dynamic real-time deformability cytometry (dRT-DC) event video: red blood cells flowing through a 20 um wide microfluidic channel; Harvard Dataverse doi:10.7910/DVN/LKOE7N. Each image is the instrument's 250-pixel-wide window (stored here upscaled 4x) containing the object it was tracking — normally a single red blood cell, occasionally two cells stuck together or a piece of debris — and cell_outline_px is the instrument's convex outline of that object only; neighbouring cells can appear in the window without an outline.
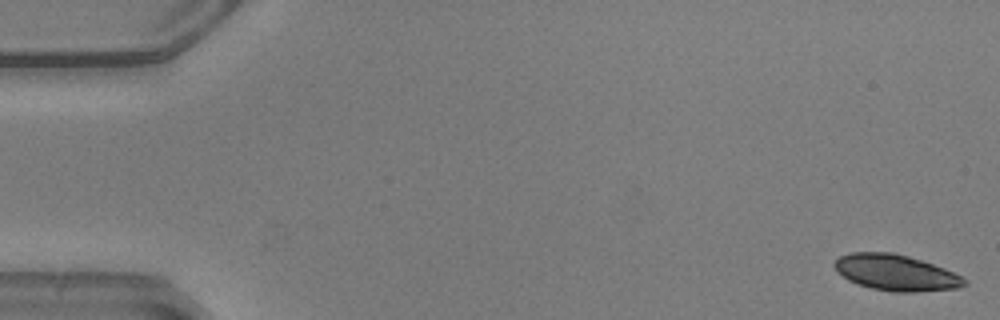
{"species": "common noctule bat (a hibernating species)", "species_latin": "Nyctalus noctula", "temperature_condition": "warm", "stored_images_in_passage": 51, "camera_frame_rate_fps": 3000, "um_per_image_px": 0.085, "animal": {"sex": "male", "body_mass_g": 20.5, "forearm_length_mm": 52.5}, "frame": {"image": 1, "passage_image": 1, "time_ms": 0.0, "image_size_px": [1000, 320], "cell_outline_px": [[968, 284], [960, 288], [916, 292], [892, 292], [872, 288], [856, 284], [848, 280], [832, 264], [840, 256], [852, 252], [892, 252], [908, 256], [944, 268], [968, 280]], "centroid_in_image_um": [76.17, 23.18], "position_along_channel_um": 8.8, "area_um2": 27.17}}
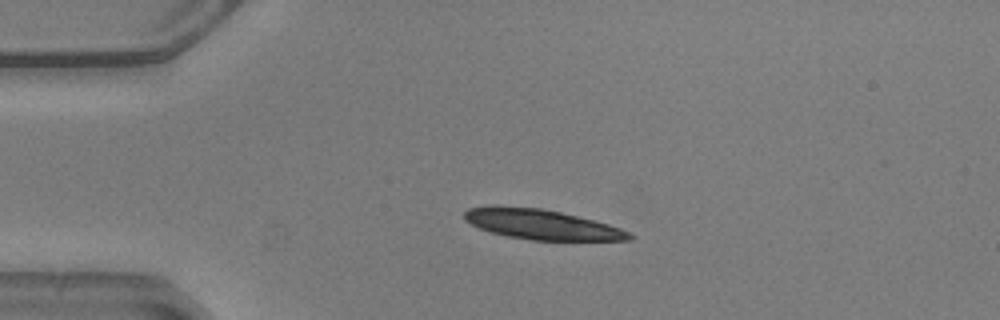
{"frame": {"image": 2, "passage_image": 12, "time_ms": 3.667, "image_size_px": [1000, 320], "cell_outline_px": [[636, 236], [632, 240], [532, 240], [508, 236], [488, 232], [464, 220], [464, 212], [468, 208], [492, 204], [496, 204], [540, 208], [560, 212], [608, 224], [620, 228]], "centroid_in_image_um": [45.97, 19.06], "position_along_channel_um": 39.0, "area_um2": 29.02}, "authors_computed_cell_mechanics": {"area_um2": 27.166, "velocity_mm_per_s": 3.8951, "shape_relaxation_time_tau1_ms": 1.9426, "shape_relaxation_time_tau2_ms": 5.5674, "deformation_change_tau1": 0.1068, "deformation_change_tau2": 0.0963}}